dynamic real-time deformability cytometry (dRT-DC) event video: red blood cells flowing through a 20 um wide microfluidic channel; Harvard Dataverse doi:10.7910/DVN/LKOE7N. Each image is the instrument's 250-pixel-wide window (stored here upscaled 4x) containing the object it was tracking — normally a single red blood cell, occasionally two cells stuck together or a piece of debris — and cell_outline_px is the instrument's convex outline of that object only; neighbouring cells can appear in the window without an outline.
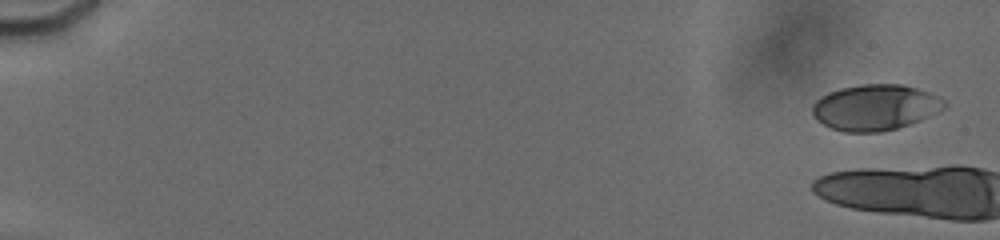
{"species": "human", "species_latin": "Homo sapiens", "temperature_condition": "cold", "stored_images_in_passage": 5, "camera_frame_rate_fps": 3000, "um_per_image_px": 0.085, "donor": {"sex": "male"}, "frame": {"image": 1, "passage_image": 2, "time_ms": 0.333, "image_size_px": [1000, 240], "cell_outline_px": [[948, 104], [940, 112], [920, 120], [896, 128], [880, 132], [844, 132], [832, 128], [824, 124], [812, 112], [812, 104], [820, 96], [828, 92], [840, 88], [860, 84], [900, 84], [916, 88], [940, 96]], "centroid_in_image_um": [74.42, 9.12], "position_along_channel_um": 10.6, "area_um2": 35.26}}